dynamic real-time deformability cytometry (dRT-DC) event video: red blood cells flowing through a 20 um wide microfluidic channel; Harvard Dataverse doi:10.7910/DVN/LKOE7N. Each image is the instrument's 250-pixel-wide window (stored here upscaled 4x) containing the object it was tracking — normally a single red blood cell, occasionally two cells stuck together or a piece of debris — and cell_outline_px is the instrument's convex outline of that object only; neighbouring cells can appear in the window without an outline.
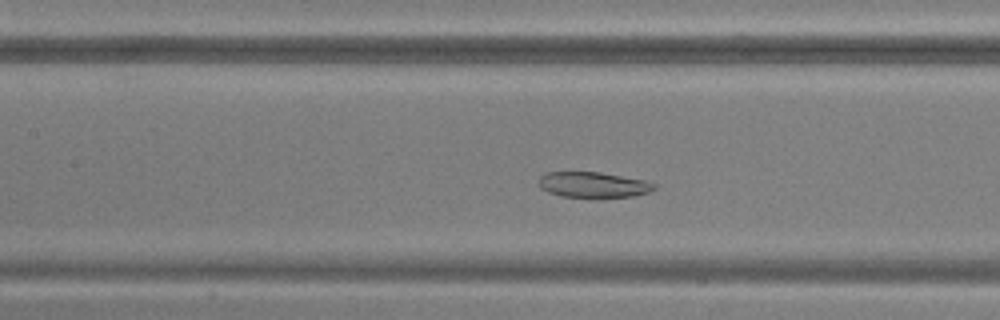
{"species": "common noctule bat (a hibernating species)", "species_latin": "Nyctalus noctula", "temperature_condition": "warm", "stored_images_in_passage": 44, "camera_frame_rate_fps": 3000, "um_per_image_px": 0.085, "animal": {"sex": "male", "body_mass_g": 20.5, "forearm_length_mm": 52.5}, "frame": {"image": 1, "passage_image": 17, "time_ms": 5.333, "image_size_px": [1000, 320], "cell_outline_px": [[656, 188], [648, 192], [632, 196], [560, 196], [548, 192], [540, 188], [540, 176], [544, 172], [600, 172], [644, 180], [656, 184]], "centroid_in_image_um": [50.4, 15.68], "position_along_channel_um": 157.0, "area_um2": 16.82}}
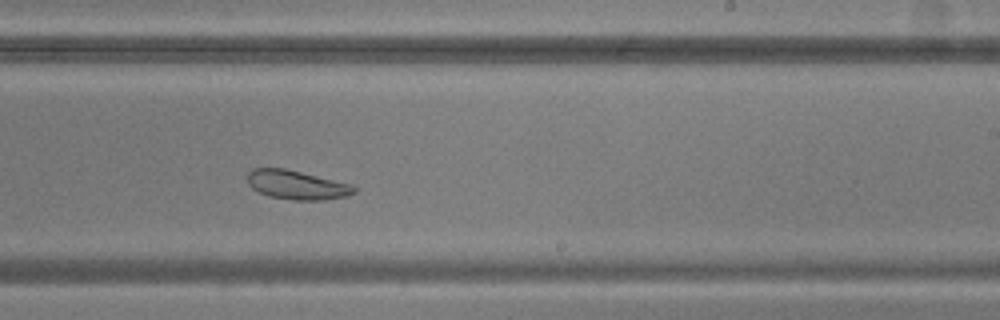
{"frame": {"image": 2, "passage_image": 25, "time_ms": 8.0, "image_size_px": [1000, 320], "cell_outline_px": [[356, 192], [348, 196], [324, 200], [292, 200], [268, 196], [252, 188], [248, 184], [248, 172], [252, 168], [284, 168], [352, 184], [356, 188]], "centroid_in_image_um": [25.24, 15.72], "position_along_channel_um": 263.8, "area_um2": 18.09}}
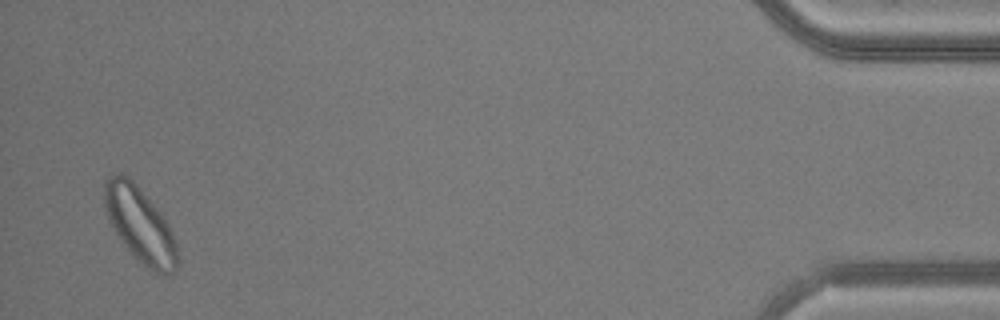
{"frame": {"image": 3, "passage_image": 43, "time_ms": 14.0, "image_size_px": [1000, 320], "cell_outline_px": [[180, 260], [176, 272], [164, 276], [160, 276], [152, 272], [132, 256], [120, 240], [112, 228], [108, 220], [104, 208], [104, 180], [112, 172], [120, 172], [128, 176], [132, 180], [160, 212], [168, 224], [176, 240], [180, 256]], "centroid_in_image_um": [11.91, 19.16], "position_along_channel_um": 423.3, "area_um2": 32.95}}